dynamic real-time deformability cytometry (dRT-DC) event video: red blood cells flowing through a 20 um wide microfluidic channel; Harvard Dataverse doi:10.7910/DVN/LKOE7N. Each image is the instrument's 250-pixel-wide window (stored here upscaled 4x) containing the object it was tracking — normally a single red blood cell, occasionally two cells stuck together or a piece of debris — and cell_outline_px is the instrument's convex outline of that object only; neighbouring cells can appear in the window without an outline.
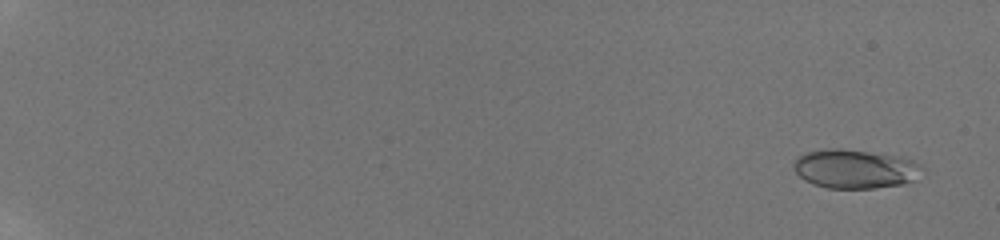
{"species": "human", "species_latin": "Homo sapiens", "temperature_condition": "room temperature", "stored_images_in_passage": 43, "camera_frame_rate_fps": 3000, "um_per_image_px": 0.085, "donor": {"sex": "male"}, "frame": {"image": 1, "passage_image": 3, "time_ms": 1.0, "image_size_px": [1000, 240], "cell_outline_px": [[924, 168], [912, 180], [904, 184], [872, 188], [828, 188], [812, 184], [804, 180], [792, 168], [792, 160], [796, 156], [808, 152], [824, 148], [840, 148], [900, 156], [912, 160], [920, 164]], "centroid_in_image_um": [72.61, 14.34], "position_along_channel_um": 12.4, "area_um2": 29.36}}
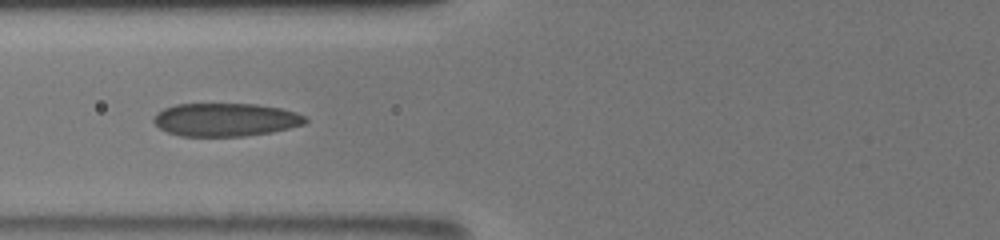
{"frame": {"image": 2, "passage_image": 23, "time_ms": 9.0, "image_size_px": [1000, 240], "cell_outline_px": [[308, 120], [304, 124], [272, 132], [244, 136], [180, 136], [168, 132], [160, 128], [152, 120], [156, 112], [164, 108], [176, 104], [256, 104], [280, 108], [296, 112], [304, 116]], "centroid_in_image_um": [19.15, 10.17], "position_along_channel_um": 106.6, "area_um2": 29.3}}
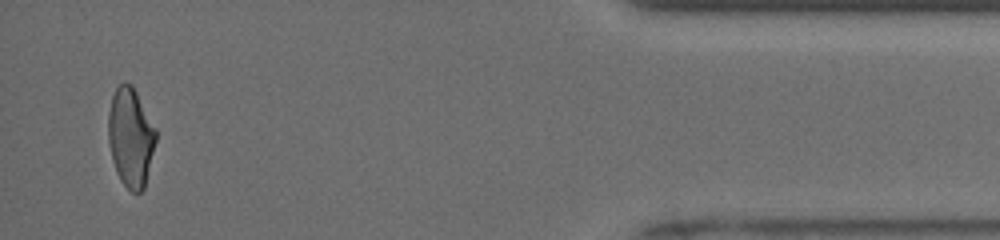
{"frame": {"image": 3, "passage_image": 42, "time_ms": 18.333, "image_size_px": [1000, 240], "cell_outline_px": [[156, 140], [144, 188], [140, 192], [132, 192], [120, 180], [116, 172], [112, 160], [108, 140], [108, 112], [112, 96], [116, 88], [124, 80], [132, 84], [156, 128]], "centroid_in_image_um": [11.09, 11.64], "position_along_channel_um": 424.1, "area_um2": 27.51}, "authors_computed_cell_mechanics": {"area_um2": 28.7844, "velocity_mm_per_s": 3.9634, "shape_relaxation_time_tau1_ms": 4.3057, "shape_relaxation_time_tau2_ms": 0.8306, "deformation_change_tau1": 0.1583, "deformation_change_tau2": 0.0573}}